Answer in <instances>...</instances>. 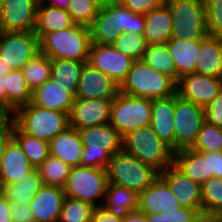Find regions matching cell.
I'll use <instances>...</instances> for the list:
<instances>
[{"label": "cell", "instance_id": "1", "mask_svg": "<svg viewBox=\"0 0 222 222\" xmlns=\"http://www.w3.org/2000/svg\"><path fill=\"white\" fill-rule=\"evenodd\" d=\"M91 44L90 28L75 24L70 28L45 33L39 39V52L51 59L87 62Z\"/></svg>", "mask_w": 222, "mask_h": 222}, {"label": "cell", "instance_id": "2", "mask_svg": "<svg viewBox=\"0 0 222 222\" xmlns=\"http://www.w3.org/2000/svg\"><path fill=\"white\" fill-rule=\"evenodd\" d=\"M89 28L92 43L112 44L123 32L144 34L145 16L123 4L100 8Z\"/></svg>", "mask_w": 222, "mask_h": 222}, {"label": "cell", "instance_id": "3", "mask_svg": "<svg viewBox=\"0 0 222 222\" xmlns=\"http://www.w3.org/2000/svg\"><path fill=\"white\" fill-rule=\"evenodd\" d=\"M77 131L83 144L82 166L106 169L112 156L122 151L123 137L110 123Z\"/></svg>", "mask_w": 222, "mask_h": 222}, {"label": "cell", "instance_id": "4", "mask_svg": "<svg viewBox=\"0 0 222 222\" xmlns=\"http://www.w3.org/2000/svg\"><path fill=\"white\" fill-rule=\"evenodd\" d=\"M122 150L159 173L173 165L174 151L157 136L150 125L125 134Z\"/></svg>", "mask_w": 222, "mask_h": 222}, {"label": "cell", "instance_id": "5", "mask_svg": "<svg viewBox=\"0 0 222 222\" xmlns=\"http://www.w3.org/2000/svg\"><path fill=\"white\" fill-rule=\"evenodd\" d=\"M12 118L25 134L45 142H50L69 127L68 113L40 108L31 103L20 106Z\"/></svg>", "mask_w": 222, "mask_h": 222}, {"label": "cell", "instance_id": "6", "mask_svg": "<svg viewBox=\"0 0 222 222\" xmlns=\"http://www.w3.org/2000/svg\"><path fill=\"white\" fill-rule=\"evenodd\" d=\"M176 82L147 65L143 60L133 62L120 92L143 98H165L176 93Z\"/></svg>", "mask_w": 222, "mask_h": 222}, {"label": "cell", "instance_id": "7", "mask_svg": "<svg viewBox=\"0 0 222 222\" xmlns=\"http://www.w3.org/2000/svg\"><path fill=\"white\" fill-rule=\"evenodd\" d=\"M108 183L126 187L137 194L149 187L159 172L123 150L115 153L106 167Z\"/></svg>", "mask_w": 222, "mask_h": 222}, {"label": "cell", "instance_id": "8", "mask_svg": "<svg viewBox=\"0 0 222 222\" xmlns=\"http://www.w3.org/2000/svg\"><path fill=\"white\" fill-rule=\"evenodd\" d=\"M172 20L171 38L202 40L207 37L204 0H165Z\"/></svg>", "mask_w": 222, "mask_h": 222}, {"label": "cell", "instance_id": "9", "mask_svg": "<svg viewBox=\"0 0 222 222\" xmlns=\"http://www.w3.org/2000/svg\"><path fill=\"white\" fill-rule=\"evenodd\" d=\"M108 185L107 171L86 166L71 167L64 189L70 198L102 206Z\"/></svg>", "mask_w": 222, "mask_h": 222}, {"label": "cell", "instance_id": "10", "mask_svg": "<svg viewBox=\"0 0 222 222\" xmlns=\"http://www.w3.org/2000/svg\"><path fill=\"white\" fill-rule=\"evenodd\" d=\"M152 99L119 92L112 100L110 124L123 137L129 131L150 125Z\"/></svg>", "mask_w": 222, "mask_h": 222}, {"label": "cell", "instance_id": "11", "mask_svg": "<svg viewBox=\"0 0 222 222\" xmlns=\"http://www.w3.org/2000/svg\"><path fill=\"white\" fill-rule=\"evenodd\" d=\"M204 108L174 94V151L190 148L201 129Z\"/></svg>", "mask_w": 222, "mask_h": 222}, {"label": "cell", "instance_id": "12", "mask_svg": "<svg viewBox=\"0 0 222 222\" xmlns=\"http://www.w3.org/2000/svg\"><path fill=\"white\" fill-rule=\"evenodd\" d=\"M39 52V38L34 31H0V63L21 70Z\"/></svg>", "mask_w": 222, "mask_h": 222}, {"label": "cell", "instance_id": "13", "mask_svg": "<svg viewBox=\"0 0 222 222\" xmlns=\"http://www.w3.org/2000/svg\"><path fill=\"white\" fill-rule=\"evenodd\" d=\"M134 61L131 57L115 49L112 44L92 43L87 63L108 75L120 87Z\"/></svg>", "mask_w": 222, "mask_h": 222}, {"label": "cell", "instance_id": "14", "mask_svg": "<svg viewBox=\"0 0 222 222\" xmlns=\"http://www.w3.org/2000/svg\"><path fill=\"white\" fill-rule=\"evenodd\" d=\"M40 0H4L0 6V31H34Z\"/></svg>", "mask_w": 222, "mask_h": 222}, {"label": "cell", "instance_id": "15", "mask_svg": "<svg viewBox=\"0 0 222 222\" xmlns=\"http://www.w3.org/2000/svg\"><path fill=\"white\" fill-rule=\"evenodd\" d=\"M112 100L113 98H75L69 113V126L78 130L109 123Z\"/></svg>", "mask_w": 222, "mask_h": 222}, {"label": "cell", "instance_id": "16", "mask_svg": "<svg viewBox=\"0 0 222 222\" xmlns=\"http://www.w3.org/2000/svg\"><path fill=\"white\" fill-rule=\"evenodd\" d=\"M222 89V78L191 73L182 76L176 84V92L182 98L205 107Z\"/></svg>", "mask_w": 222, "mask_h": 222}, {"label": "cell", "instance_id": "17", "mask_svg": "<svg viewBox=\"0 0 222 222\" xmlns=\"http://www.w3.org/2000/svg\"><path fill=\"white\" fill-rule=\"evenodd\" d=\"M119 92L120 87L108 75L87 62L83 65L75 98H114Z\"/></svg>", "mask_w": 222, "mask_h": 222}, {"label": "cell", "instance_id": "18", "mask_svg": "<svg viewBox=\"0 0 222 222\" xmlns=\"http://www.w3.org/2000/svg\"><path fill=\"white\" fill-rule=\"evenodd\" d=\"M182 207L202 209L201 185L184 176L173 165L159 173Z\"/></svg>", "mask_w": 222, "mask_h": 222}, {"label": "cell", "instance_id": "19", "mask_svg": "<svg viewBox=\"0 0 222 222\" xmlns=\"http://www.w3.org/2000/svg\"><path fill=\"white\" fill-rule=\"evenodd\" d=\"M65 198L63 188L44 184L30 203L33 220L58 222Z\"/></svg>", "mask_w": 222, "mask_h": 222}, {"label": "cell", "instance_id": "20", "mask_svg": "<svg viewBox=\"0 0 222 222\" xmlns=\"http://www.w3.org/2000/svg\"><path fill=\"white\" fill-rule=\"evenodd\" d=\"M180 207V203L171 193L168 185L160 177L138 194L137 210L143 214L168 212Z\"/></svg>", "mask_w": 222, "mask_h": 222}, {"label": "cell", "instance_id": "21", "mask_svg": "<svg viewBox=\"0 0 222 222\" xmlns=\"http://www.w3.org/2000/svg\"><path fill=\"white\" fill-rule=\"evenodd\" d=\"M74 100L75 97L64 89L62 83L50 78L32 91L31 104L69 114Z\"/></svg>", "mask_w": 222, "mask_h": 222}, {"label": "cell", "instance_id": "22", "mask_svg": "<svg viewBox=\"0 0 222 222\" xmlns=\"http://www.w3.org/2000/svg\"><path fill=\"white\" fill-rule=\"evenodd\" d=\"M34 166L29 162L21 146L13 138L8 144L0 163V188L3 185L21 181L32 171Z\"/></svg>", "mask_w": 222, "mask_h": 222}, {"label": "cell", "instance_id": "23", "mask_svg": "<svg viewBox=\"0 0 222 222\" xmlns=\"http://www.w3.org/2000/svg\"><path fill=\"white\" fill-rule=\"evenodd\" d=\"M173 166L184 176L202 185L214 177L210 173L209 152L198 153L190 148L174 151Z\"/></svg>", "mask_w": 222, "mask_h": 222}, {"label": "cell", "instance_id": "24", "mask_svg": "<svg viewBox=\"0 0 222 222\" xmlns=\"http://www.w3.org/2000/svg\"><path fill=\"white\" fill-rule=\"evenodd\" d=\"M150 126L157 136L174 151V95L152 99Z\"/></svg>", "mask_w": 222, "mask_h": 222}, {"label": "cell", "instance_id": "25", "mask_svg": "<svg viewBox=\"0 0 222 222\" xmlns=\"http://www.w3.org/2000/svg\"><path fill=\"white\" fill-rule=\"evenodd\" d=\"M83 144L74 127L69 126L49 142L50 155L64 161L70 167L81 165Z\"/></svg>", "mask_w": 222, "mask_h": 222}, {"label": "cell", "instance_id": "26", "mask_svg": "<svg viewBox=\"0 0 222 222\" xmlns=\"http://www.w3.org/2000/svg\"><path fill=\"white\" fill-rule=\"evenodd\" d=\"M178 74L182 76L195 72L201 48V40L170 38L166 43Z\"/></svg>", "mask_w": 222, "mask_h": 222}, {"label": "cell", "instance_id": "27", "mask_svg": "<svg viewBox=\"0 0 222 222\" xmlns=\"http://www.w3.org/2000/svg\"><path fill=\"white\" fill-rule=\"evenodd\" d=\"M144 38L147 45L166 44L172 35V20L169 7L164 3L145 15Z\"/></svg>", "mask_w": 222, "mask_h": 222}, {"label": "cell", "instance_id": "28", "mask_svg": "<svg viewBox=\"0 0 222 222\" xmlns=\"http://www.w3.org/2000/svg\"><path fill=\"white\" fill-rule=\"evenodd\" d=\"M195 73L222 78V39L207 36L201 40V48Z\"/></svg>", "mask_w": 222, "mask_h": 222}, {"label": "cell", "instance_id": "29", "mask_svg": "<svg viewBox=\"0 0 222 222\" xmlns=\"http://www.w3.org/2000/svg\"><path fill=\"white\" fill-rule=\"evenodd\" d=\"M75 24L67 10L39 2L34 30L39 39L45 33L70 28Z\"/></svg>", "mask_w": 222, "mask_h": 222}, {"label": "cell", "instance_id": "30", "mask_svg": "<svg viewBox=\"0 0 222 222\" xmlns=\"http://www.w3.org/2000/svg\"><path fill=\"white\" fill-rule=\"evenodd\" d=\"M102 206L113 215L124 219L138 208V194L126 187L108 183Z\"/></svg>", "mask_w": 222, "mask_h": 222}, {"label": "cell", "instance_id": "31", "mask_svg": "<svg viewBox=\"0 0 222 222\" xmlns=\"http://www.w3.org/2000/svg\"><path fill=\"white\" fill-rule=\"evenodd\" d=\"M43 185L40 173L35 169L26 177H23L21 181L3 185L0 192L10 203L30 204Z\"/></svg>", "mask_w": 222, "mask_h": 222}, {"label": "cell", "instance_id": "32", "mask_svg": "<svg viewBox=\"0 0 222 222\" xmlns=\"http://www.w3.org/2000/svg\"><path fill=\"white\" fill-rule=\"evenodd\" d=\"M32 90L22 70L12 69L5 75V106L14 113L20 106L31 103Z\"/></svg>", "mask_w": 222, "mask_h": 222}, {"label": "cell", "instance_id": "33", "mask_svg": "<svg viewBox=\"0 0 222 222\" xmlns=\"http://www.w3.org/2000/svg\"><path fill=\"white\" fill-rule=\"evenodd\" d=\"M85 63L77 60L51 59V78L62 83L64 89L75 97L80 74Z\"/></svg>", "mask_w": 222, "mask_h": 222}, {"label": "cell", "instance_id": "34", "mask_svg": "<svg viewBox=\"0 0 222 222\" xmlns=\"http://www.w3.org/2000/svg\"><path fill=\"white\" fill-rule=\"evenodd\" d=\"M13 138L21 146L29 162L37 169L50 155L49 142L25 134L14 122Z\"/></svg>", "mask_w": 222, "mask_h": 222}, {"label": "cell", "instance_id": "35", "mask_svg": "<svg viewBox=\"0 0 222 222\" xmlns=\"http://www.w3.org/2000/svg\"><path fill=\"white\" fill-rule=\"evenodd\" d=\"M142 60L158 72L178 82L177 69L167 44L148 45Z\"/></svg>", "mask_w": 222, "mask_h": 222}, {"label": "cell", "instance_id": "36", "mask_svg": "<svg viewBox=\"0 0 222 222\" xmlns=\"http://www.w3.org/2000/svg\"><path fill=\"white\" fill-rule=\"evenodd\" d=\"M21 70L28 87L33 91L51 78V58L38 52Z\"/></svg>", "mask_w": 222, "mask_h": 222}, {"label": "cell", "instance_id": "37", "mask_svg": "<svg viewBox=\"0 0 222 222\" xmlns=\"http://www.w3.org/2000/svg\"><path fill=\"white\" fill-rule=\"evenodd\" d=\"M71 167L64 161L49 155L48 158L37 168L45 185L64 188Z\"/></svg>", "mask_w": 222, "mask_h": 222}, {"label": "cell", "instance_id": "38", "mask_svg": "<svg viewBox=\"0 0 222 222\" xmlns=\"http://www.w3.org/2000/svg\"><path fill=\"white\" fill-rule=\"evenodd\" d=\"M202 213L222 214V178L212 177L201 185Z\"/></svg>", "mask_w": 222, "mask_h": 222}, {"label": "cell", "instance_id": "39", "mask_svg": "<svg viewBox=\"0 0 222 222\" xmlns=\"http://www.w3.org/2000/svg\"><path fill=\"white\" fill-rule=\"evenodd\" d=\"M190 149L198 153L222 151V127L204 122Z\"/></svg>", "mask_w": 222, "mask_h": 222}, {"label": "cell", "instance_id": "40", "mask_svg": "<svg viewBox=\"0 0 222 222\" xmlns=\"http://www.w3.org/2000/svg\"><path fill=\"white\" fill-rule=\"evenodd\" d=\"M94 209L91 203L66 196L58 222H91Z\"/></svg>", "mask_w": 222, "mask_h": 222}, {"label": "cell", "instance_id": "41", "mask_svg": "<svg viewBox=\"0 0 222 222\" xmlns=\"http://www.w3.org/2000/svg\"><path fill=\"white\" fill-rule=\"evenodd\" d=\"M112 46L136 61L143 59L148 45L143 34L123 32L112 43Z\"/></svg>", "mask_w": 222, "mask_h": 222}, {"label": "cell", "instance_id": "42", "mask_svg": "<svg viewBox=\"0 0 222 222\" xmlns=\"http://www.w3.org/2000/svg\"><path fill=\"white\" fill-rule=\"evenodd\" d=\"M99 9L97 0H70L67 11L76 24L89 27Z\"/></svg>", "mask_w": 222, "mask_h": 222}, {"label": "cell", "instance_id": "43", "mask_svg": "<svg viewBox=\"0 0 222 222\" xmlns=\"http://www.w3.org/2000/svg\"><path fill=\"white\" fill-rule=\"evenodd\" d=\"M202 209H192L180 207L168 212H159L157 214H145L147 222H196Z\"/></svg>", "mask_w": 222, "mask_h": 222}, {"label": "cell", "instance_id": "44", "mask_svg": "<svg viewBox=\"0 0 222 222\" xmlns=\"http://www.w3.org/2000/svg\"><path fill=\"white\" fill-rule=\"evenodd\" d=\"M209 36L222 39V0H204Z\"/></svg>", "mask_w": 222, "mask_h": 222}, {"label": "cell", "instance_id": "45", "mask_svg": "<svg viewBox=\"0 0 222 222\" xmlns=\"http://www.w3.org/2000/svg\"><path fill=\"white\" fill-rule=\"evenodd\" d=\"M205 122L222 127V89L210 104L204 107Z\"/></svg>", "mask_w": 222, "mask_h": 222}, {"label": "cell", "instance_id": "46", "mask_svg": "<svg viewBox=\"0 0 222 222\" xmlns=\"http://www.w3.org/2000/svg\"><path fill=\"white\" fill-rule=\"evenodd\" d=\"M165 0H123L122 4L131 12L145 15L151 10L158 9Z\"/></svg>", "mask_w": 222, "mask_h": 222}, {"label": "cell", "instance_id": "47", "mask_svg": "<svg viewBox=\"0 0 222 222\" xmlns=\"http://www.w3.org/2000/svg\"><path fill=\"white\" fill-rule=\"evenodd\" d=\"M11 218L12 222H31L33 215L30 204L11 203Z\"/></svg>", "mask_w": 222, "mask_h": 222}, {"label": "cell", "instance_id": "48", "mask_svg": "<svg viewBox=\"0 0 222 222\" xmlns=\"http://www.w3.org/2000/svg\"><path fill=\"white\" fill-rule=\"evenodd\" d=\"M14 119L0 127V163L10 141L13 139Z\"/></svg>", "mask_w": 222, "mask_h": 222}, {"label": "cell", "instance_id": "49", "mask_svg": "<svg viewBox=\"0 0 222 222\" xmlns=\"http://www.w3.org/2000/svg\"><path fill=\"white\" fill-rule=\"evenodd\" d=\"M122 220L103 206L95 207L91 218V222H122Z\"/></svg>", "mask_w": 222, "mask_h": 222}, {"label": "cell", "instance_id": "50", "mask_svg": "<svg viewBox=\"0 0 222 222\" xmlns=\"http://www.w3.org/2000/svg\"><path fill=\"white\" fill-rule=\"evenodd\" d=\"M210 173L215 177L222 178V151L209 152Z\"/></svg>", "mask_w": 222, "mask_h": 222}, {"label": "cell", "instance_id": "51", "mask_svg": "<svg viewBox=\"0 0 222 222\" xmlns=\"http://www.w3.org/2000/svg\"><path fill=\"white\" fill-rule=\"evenodd\" d=\"M0 222H12L11 203L0 192Z\"/></svg>", "mask_w": 222, "mask_h": 222}, {"label": "cell", "instance_id": "52", "mask_svg": "<svg viewBox=\"0 0 222 222\" xmlns=\"http://www.w3.org/2000/svg\"><path fill=\"white\" fill-rule=\"evenodd\" d=\"M13 113L0 102V127L7 124L12 119Z\"/></svg>", "mask_w": 222, "mask_h": 222}, {"label": "cell", "instance_id": "53", "mask_svg": "<svg viewBox=\"0 0 222 222\" xmlns=\"http://www.w3.org/2000/svg\"><path fill=\"white\" fill-rule=\"evenodd\" d=\"M122 222H147L145 214L139 212L138 210L130 212Z\"/></svg>", "mask_w": 222, "mask_h": 222}, {"label": "cell", "instance_id": "54", "mask_svg": "<svg viewBox=\"0 0 222 222\" xmlns=\"http://www.w3.org/2000/svg\"><path fill=\"white\" fill-rule=\"evenodd\" d=\"M196 222H222V215L201 213Z\"/></svg>", "mask_w": 222, "mask_h": 222}, {"label": "cell", "instance_id": "55", "mask_svg": "<svg viewBox=\"0 0 222 222\" xmlns=\"http://www.w3.org/2000/svg\"><path fill=\"white\" fill-rule=\"evenodd\" d=\"M45 4L55 6L67 10L69 7L70 0H40Z\"/></svg>", "mask_w": 222, "mask_h": 222}, {"label": "cell", "instance_id": "56", "mask_svg": "<svg viewBox=\"0 0 222 222\" xmlns=\"http://www.w3.org/2000/svg\"><path fill=\"white\" fill-rule=\"evenodd\" d=\"M123 0H97L99 8L112 7L122 4Z\"/></svg>", "mask_w": 222, "mask_h": 222}, {"label": "cell", "instance_id": "57", "mask_svg": "<svg viewBox=\"0 0 222 222\" xmlns=\"http://www.w3.org/2000/svg\"><path fill=\"white\" fill-rule=\"evenodd\" d=\"M0 102L5 105V75L0 74Z\"/></svg>", "mask_w": 222, "mask_h": 222}, {"label": "cell", "instance_id": "58", "mask_svg": "<svg viewBox=\"0 0 222 222\" xmlns=\"http://www.w3.org/2000/svg\"><path fill=\"white\" fill-rule=\"evenodd\" d=\"M12 69L8 66L3 65L2 63H0V74H4L6 75L7 73H9Z\"/></svg>", "mask_w": 222, "mask_h": 222}, {"label": "cell", "instance_id": "59", "mask_svg": "<svg viewBox=\"0 0 222 222\" xmlns=\"http://www.w3.org/2000/svg\"><path fill=\"white\" fill-rule=\"evenodd\" d=\"M4 3V0H0V6Z\"/></svg>", "mask_w": 222, "mask_h": 222}]
</instances>
